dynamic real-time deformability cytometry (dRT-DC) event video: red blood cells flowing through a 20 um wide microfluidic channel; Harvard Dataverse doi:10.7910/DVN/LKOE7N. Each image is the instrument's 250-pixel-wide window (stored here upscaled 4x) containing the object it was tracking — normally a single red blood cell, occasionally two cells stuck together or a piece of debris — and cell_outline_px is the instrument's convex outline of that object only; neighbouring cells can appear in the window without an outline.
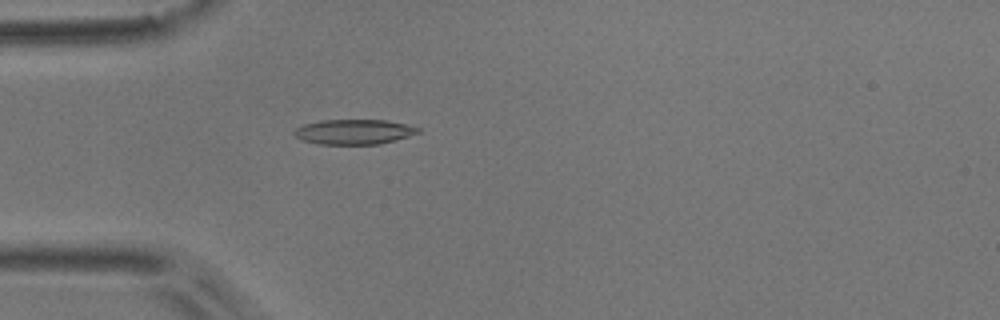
{"species": "common noctule bat (a hibernating species)", "species_latin": "Nyctalus noctula", "temperature_condition": "room temperature", "stored_images_in_passage": 4, "camera_frame_rate_fps": 3000, "um_per_image_px": 0.085, "animal": {"sex": "male", "body_mass_g": 17.9}, "frame": {"image": 1, "passage_image": 4, "time_ms": 1.0, "image_size_px": [1000, 320], "cell_outline_px": [[420, 132], [408, 136], [380, 144], [320, 144], [300, 140], [292, 132], [296, 128], [304, 124], [320, 120], [388, 120], [408, 124], [420, 128]], "centroid_in_image_um": [30.08, 11.2], "position_along_channel_um": 54.9, "area_um2": 18.09}}